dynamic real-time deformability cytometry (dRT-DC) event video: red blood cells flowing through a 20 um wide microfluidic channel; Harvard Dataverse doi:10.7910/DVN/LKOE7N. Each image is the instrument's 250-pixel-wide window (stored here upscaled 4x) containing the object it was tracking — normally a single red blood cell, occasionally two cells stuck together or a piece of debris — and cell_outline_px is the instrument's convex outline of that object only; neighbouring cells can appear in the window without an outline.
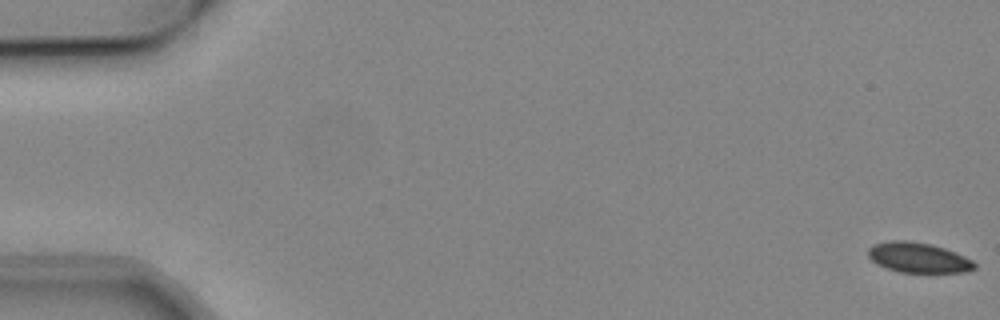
{"species": "common noctule bat (a hibernating species)", "species_latin": "Nyctalus noctula", "temperature_condition": "cold", "stored_images_in_passage": 11, "camera_frame_rate_fps": 3000, "um_per_image_px": 0.085, "animal": {"sex": "male", "body_mass_g": 19.2, "forearm_length_mm": 51.8}, "frame": {"image": 1, "passage_image": 1, "time_ms": 0.0, "image_size_px": [1000, 320], "cell_outline_px": [[976, 268], [964, 272], [900, 272], [876, 264], [868, 256], [868, 248], [872, 244], [892, 240], [908, 240], [932, 244], [944, 248], [964, 256], [972, 260], [976, 264]], "centroid_in_image_um": [78.03, 21.88], "position_along_channel_um": 7.0, "area_um2": 18.67}}